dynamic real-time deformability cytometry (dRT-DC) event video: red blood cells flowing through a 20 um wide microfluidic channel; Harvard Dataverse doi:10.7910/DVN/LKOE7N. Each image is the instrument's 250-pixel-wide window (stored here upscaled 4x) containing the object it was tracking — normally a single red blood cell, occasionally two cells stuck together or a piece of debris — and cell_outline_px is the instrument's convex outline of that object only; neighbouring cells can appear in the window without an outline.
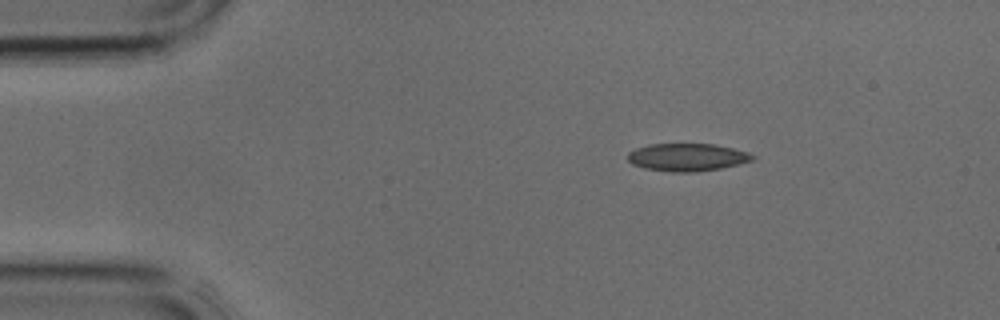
{"species": "common noctule bat (a hibernating species)", "species_latin": "Nyctalus noctula", "temperature_condition": "cold", "stored_images_in_passage": 2, "camera_frame_rate_fps": 3000, "um_per_image_px": 0.085, "animal": {"sex": "male", "body_mass_g": 17.9, "forearm_length_mm": 54.2}, "frame": {"image": 1, "passage_image": 2, "time_ms": 0.333, "image_size_px": [1000, 320], "cell_outline_px": [[756, 160], [740, 164], [720, 168], [692, 172], [672, 172], [644, 168], [632, 164], [628, 160], [628, 152], [636, 148], [648, 144], [716, 144], [748, 152], [756, 156]], "centroid_in_image_um": [58.44, 13.36], "position_along_channel_um": 26.6, "area_um2": 20.23}}